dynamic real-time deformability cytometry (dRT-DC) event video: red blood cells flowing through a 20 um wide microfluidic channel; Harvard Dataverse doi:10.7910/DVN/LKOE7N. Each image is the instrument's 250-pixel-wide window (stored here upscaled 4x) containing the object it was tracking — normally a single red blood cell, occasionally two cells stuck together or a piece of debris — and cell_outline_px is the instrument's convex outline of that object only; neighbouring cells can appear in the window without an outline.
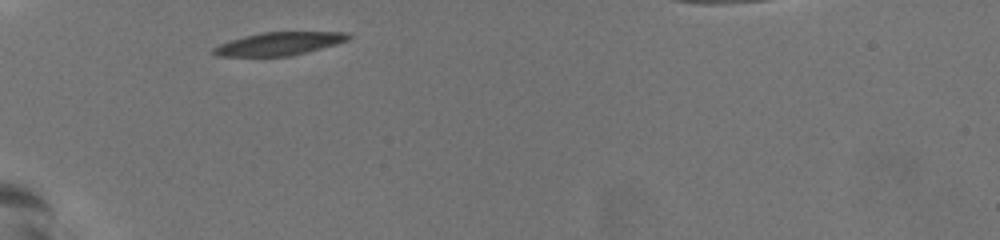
{"species": "common noctule bat (a hibernating species)", "species_latin": "Nyctalus noctula", "temperature_condition": "warm", "stored_images_in_passage": 30, "camera_frame_rate_fps": 3000, "um_per_image_px": 0.085, "animal": {"sex": "female", "body_mass_g": 19.5, "forearm_length_mm": 54.1}, "frame": {"image": 1, "passage_image": 1, "time_ms": 0.0, "image_size_px": [1000, 240], "cell_outline_px": [[352, 36], [348, 40], [292, 56], [220, 56], [212, 52], [212, 48], [220, 44], [244, 36], [264, 32], [344, 32]], "centroid_in_image_um": [23.71, 3.71], "position_along_channel_um": 61.3, "area_um2": 17.8}}
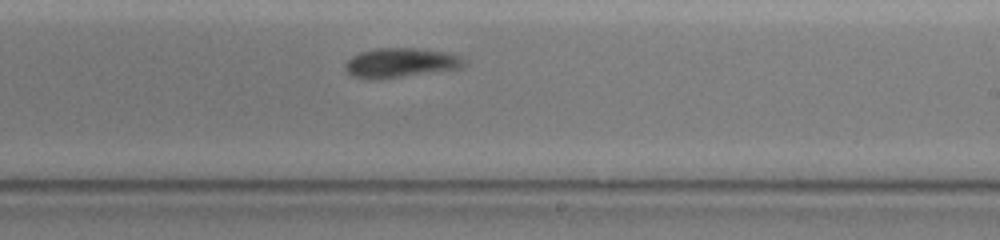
{"frame": {"image": 2, "passage_image": 18, "time_ms": 5.667, "image_size_px": [1000, 240], "cell_outline_px": [[464, 64], [460, 68], [376, 80], [356, 76], [348, 72], [344, 68], [344, 64], [352, 56], [360, 52], [376, 48], [412, 48], [444, 52], [460, 56], [464, 60]], "centroid_in_image_um": [34.01, 5.33], "position_along_channel_um": 255.0, "area_um2": 20.06}}
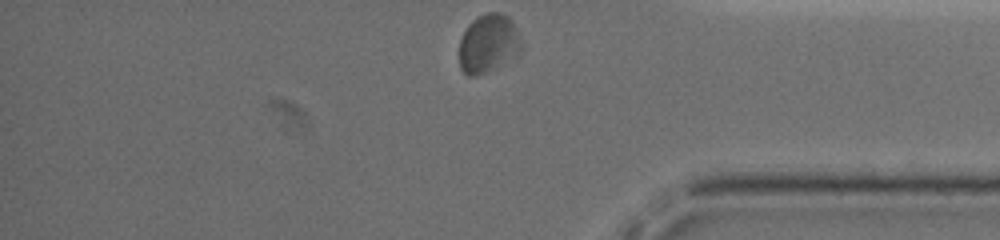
{"frame": {"image": 3, "passage_image": 30, "time_ms": 9.667, "image_size_px": [1000, 240], "cell_outline_px": [[520, 44], [516, 48], [488, 72], [476, 76], [468, 76], [460, 68], [460, 40], [468, 24], [476, 16], [488, 12], [504, 12], [512, 20]], "centroid_in_image_um": [41.39, 3.63], "position_along_channel_um": 393.8, "area_um2": 20.06}, "authors_computed_cell_mechanics": {"area_um2": 20.3456, "velocity_mm_per_s": 3.6931, "shape_relaxation_time_tau1_ms": 5.1737, "shape_relaxation_time_tau2_ms": 1.1941, "deformation_change_tau1": 0.1303, "deformation_change_tau2": 0.0598}}